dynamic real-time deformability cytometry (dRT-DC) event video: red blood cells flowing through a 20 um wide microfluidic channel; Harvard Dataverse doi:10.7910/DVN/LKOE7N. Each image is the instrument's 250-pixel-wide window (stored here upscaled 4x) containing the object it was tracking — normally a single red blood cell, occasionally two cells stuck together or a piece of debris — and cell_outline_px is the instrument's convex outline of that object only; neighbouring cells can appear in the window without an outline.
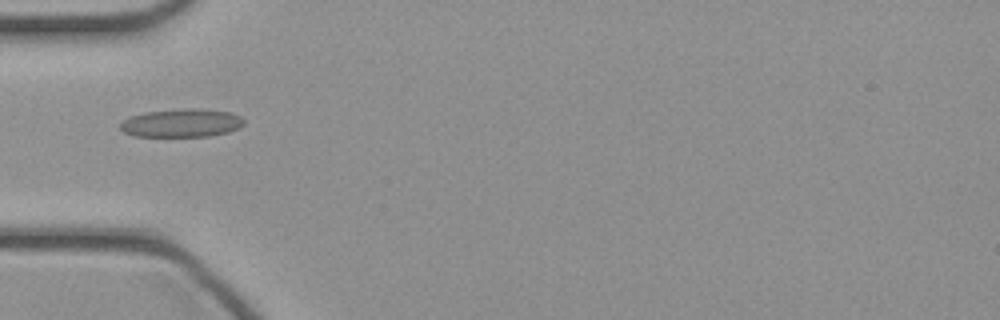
{"species": "common noctule bat (a hibernating species)", "species_latin": "Nyctalus noctula", "temperature_condition": "cold", "stored_images_in_passage": 31, "camera_frame_rate_fps": 3000, "um_per_image_px": 0.085, "animal": {"sex": "female", "body_mass_g": 21.9}, "frame": {"image": 1, "passage_image": 1, "time_ms": 0.0, "image_size_px": [1000, 320], "cell_outline_px": [[244, 124], [240, 128], [228, 132], [212, 136], [136, 136], [124, 132], [120, 128], [120, 124], [124, 120], [132, 116], [144, 112], [184, 108], [196, 108], [228, 112], [240, 116], [244, 120]], "centroid_in_image_um": [15.46, 10.45], "position_along_channel_um": 69.5, "area_um2": 20.35}}